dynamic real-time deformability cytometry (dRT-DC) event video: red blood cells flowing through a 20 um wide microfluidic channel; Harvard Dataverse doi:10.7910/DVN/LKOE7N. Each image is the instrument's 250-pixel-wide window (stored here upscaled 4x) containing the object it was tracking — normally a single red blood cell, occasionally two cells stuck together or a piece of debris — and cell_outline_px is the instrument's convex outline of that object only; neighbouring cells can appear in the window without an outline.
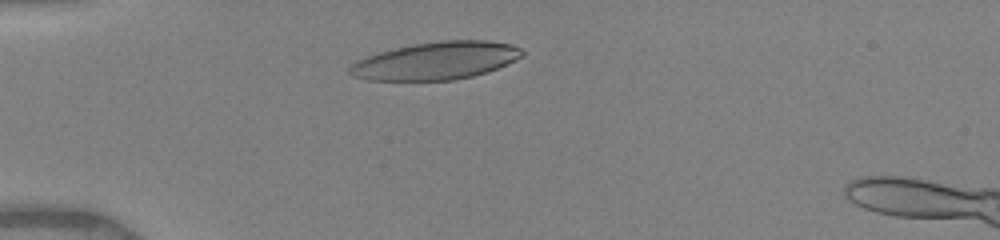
{"species": "human", "species_latin": "Homo sapiens", "temperature_condition": "warm", "stored_images_in_passage": 58, "camera_frame_rate_fps": 3000, "um_per_image_px": 0.085, "donor": {"sex": "female"}, "frame": {"image": 1, "passage_image": 2, "time_ms": 0.333, "image_size_px": [1000, 240], "cell_outline_px": [[524, 52], [516, 60], [508, 64], [488, 72], [456, 80], [368, 80], [352, 76], [348, 72], [348, 68], [356, 60], [380, 52], [412, 44], [440, 40], [488, 40], [512, 44], [520, 48]], "centroid_in_image_um": [37.07, 5.16], "position_along_channel_um": 47.9, "area_um2": 37.97}}
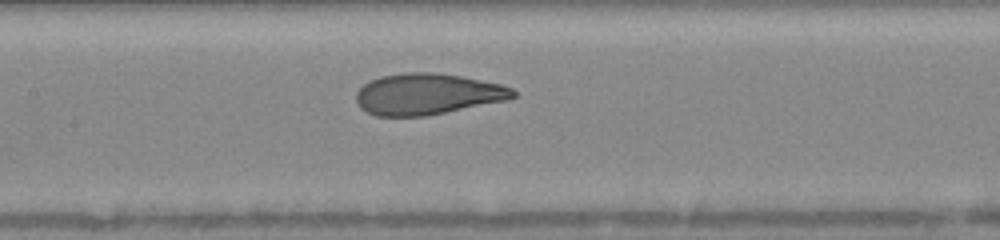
{"frame": {"image": 2, "passage_image": 19, "time_ms": 4.0, "image_size_px": [1000, 240], "cell_outline_px": [[516, 96], [508, 100], [424, 116], [376, 116], [360, 108], [356, 100], [356, 92], [364, 84], [380, 76], [404, 72], [436, 72], [460, 76], [500, 84], [512, 88], [516, 92]], "centroid_in_image_um": [36.32, 7.99], "position_along_channel_um": 171.1, "area_um2": 37.57}}
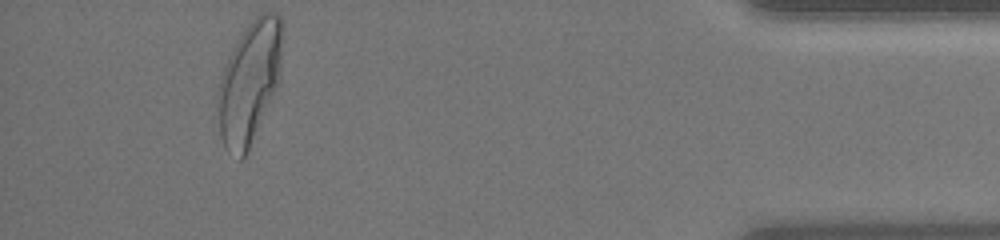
{"frame": {"image": 3, "passage_image": 52, "time_ms": 11.333, "image_size_px": [1000, 240], "cell_outline_px": [[284, 36], [280, 80], [248, 148], [244, 156], [240, 160], [228, 152], [224, 148], [220, 136], [216, 100], [216, 92], [220, 76], [228, 56], [236, 40], [248, 24], [260, 12], [276, 12], [280, 16], [284, 24]], "centroid_in_image_um": [21.2, 6.91], "position_along_channel_um": 414.0, "area_um2": 46.64}, "authors_computed_cell_mechanics": {"area_um2": 38.7838, "velocity_mm_per_s": 3.9993, "shape_relaxation_time_tau1_ms": 3.9795, "shape_relaxation_time_tau2_ms": 0.7708, "deformation_change_tau1": 0.2056, "deformation_change_tau2": 0.0727}}